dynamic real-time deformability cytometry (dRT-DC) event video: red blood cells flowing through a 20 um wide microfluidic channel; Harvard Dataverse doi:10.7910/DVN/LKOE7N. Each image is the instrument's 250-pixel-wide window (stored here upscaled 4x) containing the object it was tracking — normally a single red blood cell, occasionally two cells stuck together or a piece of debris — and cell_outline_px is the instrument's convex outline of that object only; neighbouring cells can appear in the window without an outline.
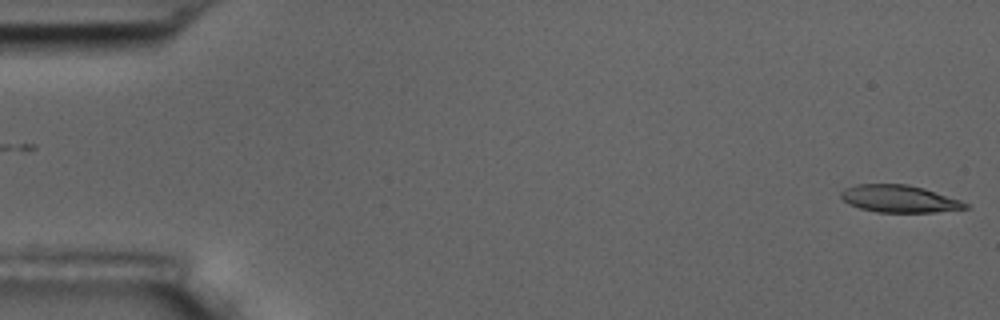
{"species": "common noctule bat (a hibernating species)", "species_latin": "Nyctalus noctula", "temperature_condition": "room temperature", "stored_images_in_passage": 5, "camera_frame_rate_fps": 3000, "um_per_image_px": 0.085, "animal": {"sex": "male", "body_mass_g": 17.5, "forearm_length_mm": 52.3}, "frame": {"image": 1, "passage_image": 1, "time_ms": 0.0, "image_size_px": [1000, 320], "cell_outline_px": [[972, 208], [932, 212], [876, 212], [860, 208], [848, 204], [840, 196], [840, 192], [844, 188], [856, 184], [908, 184], [924, 188], [960, 200], [968, 204]], "centroid_in_image_um": [76.43, 16.89], "position_along_channel_um": 8.6, "area_um2": 19.83}}
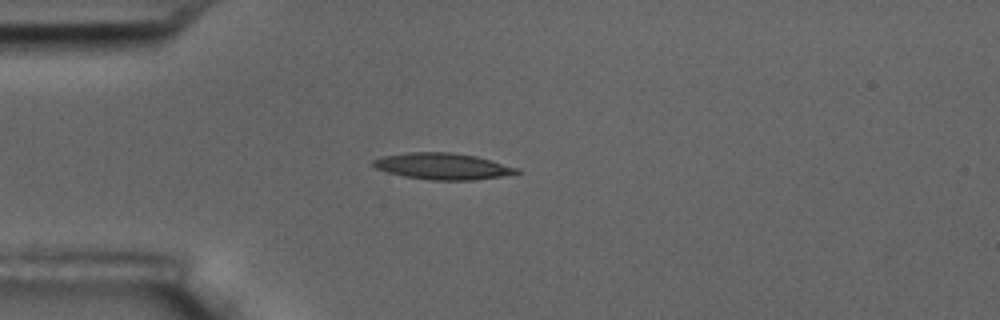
{"frame": {"image": 2, "passage_image": 5, "time_ms": 4.667, "image_size_px": [1000, 320], "cell_outline_px": [[520, 172], [504, 176], [472, 180], [432, 180], [404, 176], [388, 172], [376, 168], [372, 164], [372, 160], [380, 156], [408, 152], [452, 152], [476, 156], [520, 168]], "centroid_in_image_um": [37.62, 14.12], "position_along_channel_um": 47.4, "area_um2": 22.14}}